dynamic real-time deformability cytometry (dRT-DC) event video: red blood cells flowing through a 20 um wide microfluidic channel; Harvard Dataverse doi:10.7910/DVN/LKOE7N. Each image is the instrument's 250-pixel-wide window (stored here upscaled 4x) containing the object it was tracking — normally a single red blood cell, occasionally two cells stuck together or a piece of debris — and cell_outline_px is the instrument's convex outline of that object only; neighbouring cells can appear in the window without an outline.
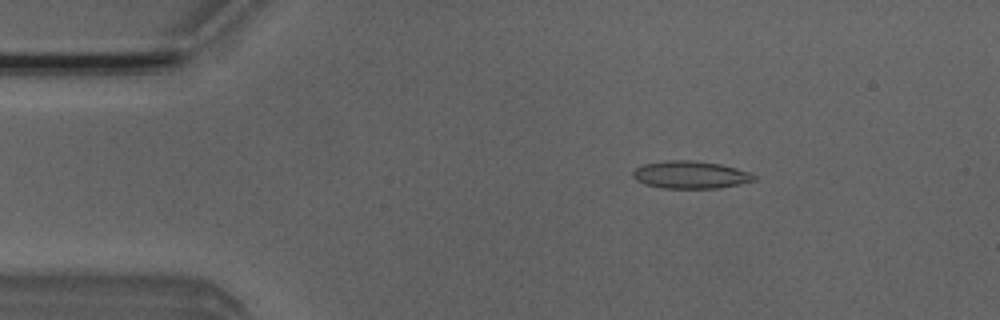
{"species": "Egyptian fruit bat (a non-hibernating species)", "species_latin": "Rousettus aegyptiacus", "temperature_condition": "room temperature", "stored_images_in_passage": 14, "camera_frame_rate_fps": 3000, "um_per_image_px": 0.085, "animal": {"sex": "male"}, "frame": {"image": 1, "passage_image": 8, "time_ms": 2.333, "image_size_px": [1000, 320], "cell_outline_px": [[756, 180], [716, 188], [660, 188], [644, 184], [636, 180], [632, 176], [632, 172], [636, 168], [644, 164], [664, 160], [692, 160], [720, 164], [736, 168], [748, 172], [756, 176]], "centroid_in_image_um": [58.63, 14.85], "position_along_channel_um": 26.4, "area_um2": 19.36}}